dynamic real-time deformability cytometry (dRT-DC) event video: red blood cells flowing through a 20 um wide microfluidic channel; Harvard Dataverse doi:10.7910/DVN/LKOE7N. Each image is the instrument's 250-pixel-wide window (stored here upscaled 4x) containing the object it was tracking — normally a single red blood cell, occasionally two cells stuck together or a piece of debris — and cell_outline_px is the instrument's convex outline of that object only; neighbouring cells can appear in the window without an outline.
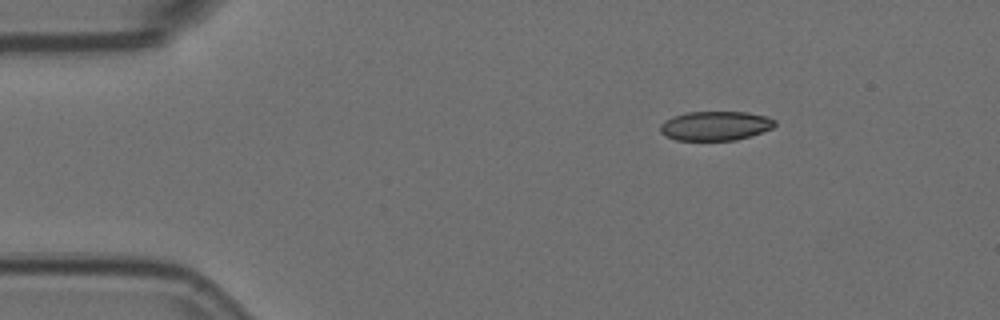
{"species": "Egyptian fruit bat (a non-hibernating species)", "species_latin": "Rousettus aegyptiacus", "temperature_condition": "room temperature", "stored_images_in_passage": 4, "camera_frame_rate_fps": 3000, "um_per_image_px": 0.085, "animal": {"sex": "female"}, "frame": {"image": 1, "passage_image": 1, "time_ms": 0.0, "image_size_px": [1000, 320], "cell_outline_px": [[776, 124], [772, 128], [736, 140], [676, 140], [664, 136], [660, 132], [660, 124], [664, 120], [672, 116], [684, 112], [748, 112], [768, 116], [776, 120]], "centroid_in_image_um": [60.77, 10.68], "position_along_channel_um": 24.2, "area_um2": 19.71}}
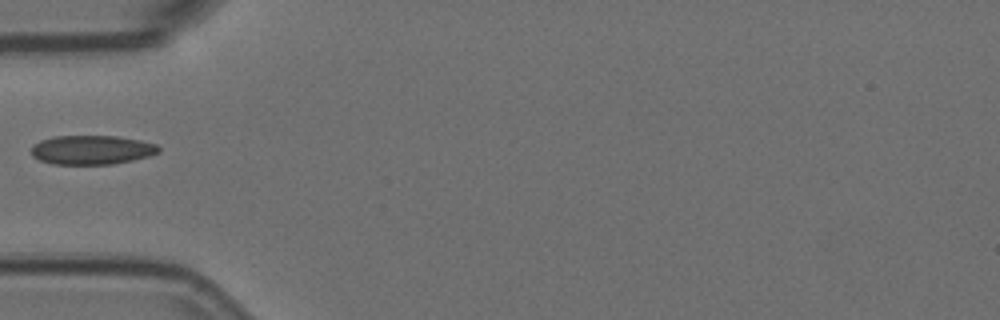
{"frame": {"image": 2, "passage_image": 4, "time_ms": 1.0, "image_size_px": [1000, 320], "cell_outline_px": [[160, 152], [148, 156], [132, 160], [112, 164], [52, 164], [40, 160], [32, 156], [32, 144], [40, 140], [52, 136], [116, 136], [140, 140], [156, 144], [160, 148]], "centroid_in_image_um": [7.78, 12.73], "position_along_channel_um": 77.2, "area_um2": 21.68}}